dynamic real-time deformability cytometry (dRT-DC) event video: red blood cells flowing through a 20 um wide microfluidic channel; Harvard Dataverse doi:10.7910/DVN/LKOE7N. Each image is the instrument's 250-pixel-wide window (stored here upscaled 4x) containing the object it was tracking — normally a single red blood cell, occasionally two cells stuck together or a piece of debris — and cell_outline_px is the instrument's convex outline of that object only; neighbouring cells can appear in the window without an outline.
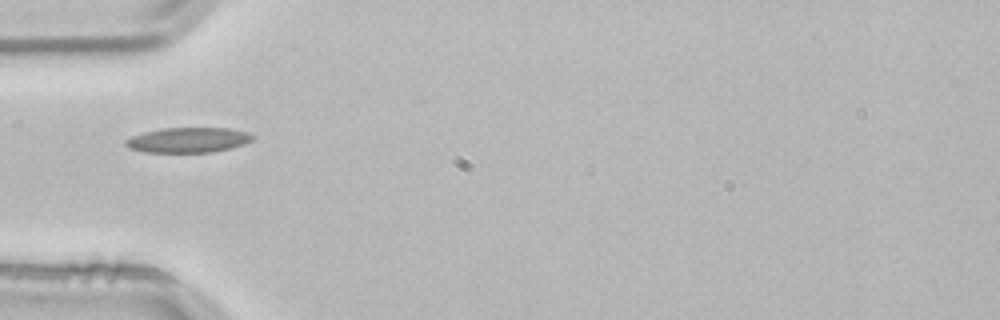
{"species": "common noctule bat (a hibernating species)", "species_latin": "Nyctalus noctula", "temperature_condition": "room temperature", "stored_images_in_passage": 3, "camera_frame_rate_fps": 3000, "um_per_image_px": 0.085, "animal": {"sex": "male", "body_mass_g": 21.5, "forearm_length_mm": 52.0}, "frame": {"image": 1, "passage_image": 3, "time_ms": 0.667, "image_size_px": [1000, 320], "cell_outline_px": [[256, 136], [252, 140], [244, 144], [212, 152], [144, 152], [128, 148], [124, 144], [124, 140], [132, 136], [144, 132], [164, 128], [228, 128], [248, 132]], "centroid_in_image_um": [15.98, 11.9], "position_along_channel_um": 69.0, "area_um2": 18.55}}